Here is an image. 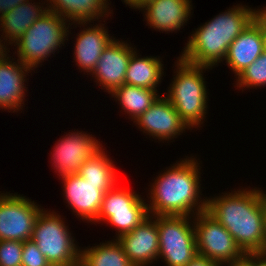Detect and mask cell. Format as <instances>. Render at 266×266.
<instances>
[{
  "instance_id": "obj_25",
  "label": "cell",
  "mask_w": 266,
  "mask_h": 266,
  "mask_svg": "<svg viewBox=\"0 0 266 266\" xmlns=\"http://www.w3.org/2000/svg\"><path fill=\"white\" fill-rule=\"evenodd\" d=\"M80 257L88 266H135L117 240L81 250Z\"/></svg>"
},
{
  "instance_id": "obj_28",
  "label": "cell",
  "mask_w": 266,
  "mask_h": 266,
  "mask_svg": "<svg viewBox=\"0 0 266 266\" xmlns=\"http://www.w3.org/2000/svg\"><path fill=\"white\" fill-rule=\"evenodd\" d=\"M23 241L0 240V266H22Z\"/></svg>"
},
{
  "instance_id": "obj_37",
  "label": "cell",
  "mask_w": 266,
  "mask_h": 266,
  "mask_svg": "<svg viewBox=\"0 0 266 266\" xmlns=\"http://www.w3.org/2000/svg\"><path fill=\"white\" fill-rule=\"evenodd\" d=\"M3 40L0 39V61L5 59L7 57V49L3 43H1ZM3 44V45H2Z\"/></svg>"
},
{
  "instance_id": "obj_36",
  "label": "cell",
  "mask_w": 266,
  "mask_h": 266,
  "mask_svg": "<svg viewBox=\"0 0 266 266\" xmlns=\"http://www.w3.org/2000/svg\"><path fill=\"white\" fill-rule=\"evenodd\" d=\"M263 256H266V194H265V214H264Z\"/></svg>"
},
{
  "instance_id": "obj_31",
  "label": "cell",
  "mask_w": 266,
  "mask_h": 266,
  "mask_svg": "<svg viewBox=\"0 0 266 266\" xmlns=\"http://www.w3.org/2000/svg\"><path fill=\"white\" fill-rule=\"evenodd\" d=\"M186 266H220L212 260H209L205 256L197 254Z\"/></svg>"
},
{
  "instance_id": "obj_26",
  "label": "cell",
  "mask_w": 266,
  "mask_h": 266,
  "mask_svg": "<svg viewBox=\"0 0 266 266\" xmlns=\"http://www.w3.org/2000/svg\"><path fill=\"white\" fill-rule=\"evenodd\" d=\"M237 87H262L266 85V53L263 52L237 77Z\"/></svg>"
},
{
  "instance_id": "obj_27",
  "label": "cell",
  "mask_w": 266,
  "mask_h": 266,
  "mask_svg": "<svg viewBox=\"0 0 266 266\" xmlns=\"http://www.w3.org/2000/svg\"><path fill=\"white\" fill-rule=\"evenodd\" d=\"M148 215V211H121L112 212V215L106 220L118 230L116 237L131 232Z\"/></svg>"
},
{
  "instance_id": "obj_15",
  "label": "cell",
  "mask_w": 266,
  "mask_h": 266,
  "mask_svg": "<svg viewBox=\"0 0 266 266\" xmlns=\"http://www.w3.org/2000/svg\"><path fill=\"white\" fill-rule=\"evenodd\" d=\"M263 54V39L261 33V10L254 20L230 44L225 57V63L238 76L260 55Z\"/></svg>"
},
{
  "instance_id": "obj_32",
  "label": "cell",
  "mask_w": 266,
  "mask_h": 266,
  "mask_svg": "<svg viewBox=\"0 0 266 266\" xmlns=\"http://www.w3.org/2000/svg\"><path fill=\"white\" fill-rule=\"evenodd\" d=\"M261 33L263 39V52L266 53V8L261 9Z\"/></svg>"
},
{
  "instance_id": "obj_17",
  "label": "cell",
  "mask_w": 266,
  "mask_h": 266,
  "mask_svg": "<svg viewBox=\"0 0 266 266\" xmlns=\"http://www.w3.org/2000/svg\"><path fill=\"white\" fill-rule=\"evenodd\" d=\"M12 63L7 57L0 61V108L16 110L22 109L24 103L25 75L33 70L24 65L19 59ZM25 71V72H24ZM23 102V103H22Z\"/></svg>"
},
{
  "instance_id": "obj_20",
  "label": "cell",
  "mask_w": 266,
  "mask_h": 266,
  "mask_svg": "<svg viewBox=\"0 0 266 266\" xmlns=\"http://www.w3.org/2000/svg\"><path fill=\"white\" fill-rule=\"evenodd\" d=\"M42 8L43 6L33 5L32 2L30 4L28 0L0 17L1 31L3 30V35L5 33L3 40L9 39V44L16 43L27 29L48 11V8Z\"/></svg>"
},
{
  "instance_id": "obj_33",
  "label": "cell",
  "mask_w": 266,
  "mask_h": 266,
  "mask_svg": "<svg viewBox=\"0 0 266 266\" xmlns=\"http://www.w3.org/2000/svg\"><path fill=\"white\" fill-rule=\"evenodd\" d=\"M226 264L228 266H251V254H245L242 258Z\"/></svg>"
},
{
  "instance_id": "obj_35",
  "label": "cell",
  "mask_w": 266,
  "mask_h": 266,
  "mask_svg": "<svg viewBox=\"0 0 266 266\" xmlns=\"http://www.w3.org/2000/svg\"><path fill=\"white\" fill-rule=\"evenodd\" d=\"M150 0H124V3L128 4L129 6L135 9H141L147 2Z\"/></svg>"
},
{
  "instance_id": "obj_30",
  "label": "cell",
  "mask_w": 266,
  "mask_h": 266,
  "mask_svg": "<svg viewBox=\"0 0 266 266\" xmlns=\"http://www.w3.org/2000/svg\"><path fill=\"white\" fill-rule=\"evenodd\" d=\"M28 0H0V17Z\"/></svg>"
},
{
  "instance_id": "obj_23",
  "label": "cell",
  "mask_w": 266,
  "mask_h": 266,
  "mask_svg": "<svg viewBox=\"0 0 266 266\" xmlns=\"http://www.w3.org/2000/svg\"><path fill=\"white\" fill-rule=\"evenodd\" d=\"M113 97L120 101V105L127 112L132 120H136L142 115L160 96L157 90L141 88L128 84H123L112 94Z\"/></svg>"
},
{
  "instance_id": "obj_10",
  "label": "cell",
  "mask_w": 266,
  "mask_h": 266,
  "mask_svg": "<svg viewBox=\"0 0 266 266\" xmlns=\"http://www.w3.org/2000/svg\"><path fill=\"white\" fill-rule=\"evenodd\" d=\"M71 134V135H70ZM58 141L52 155L54 167L63 176L78 174L80 167L102 146L86 133H70ZM96 140V141H95Z\"/></svg>"
},
{
  "instance_id": "obj_24",
  "label": "cell",
  "mask_w": 266,
  "mask_h": 266,
  "mask_svg": "<svg viewBox=\"0 0 266 266\" xmlns=\"http://www.w3.org/2000/svg\"><path fill=\"white\" fill-rule=\"evenodd\" d=\"M105 154L101 146V148L80 167L78 174L87 182L101 184L105 189L110 190L116 185L117 172L114 168V164H112V160Z\"/></svg>"
},
{
  "instance_id": "obj_8",
  "label": "cell",
  "mask_w": 266,
  "mask_h": 266,
  "mask_svg": "<svg viewBox=\"0 0 266 266\" xmlns=\"http://www.w3.org/2000/svg\"><path fill=\"white\" fill-rule=\"evenodd\" d=\"M195 213L193 225L199 255L205 256L220 266L245 255L232 235L212 215L207 211Z\"/></svg>"
},
{
  "instance_id": "obj_16",
  "label": "cell",
  "mask_w": 266,
  "mask_h": 266,
  "mask_svg": "<svg viewBox=\"0 0 266 266\" xmlns=\"http://www.w3.org/2000/svg\"><path fill=\"white\" fill-rule=\"evenodd\" d=\"M190 0H150L145 10L147 24L161 31H176L187 23L192 10Z\"/></svg>"
},
{
  "instance_id": "obj_21",
  "label": "cell",
  "mask_w": 266,
  "mask_h": 266,
  "mask_svg": "<svg viewBox=\"0 0 266 266\" xmlns=\"http://www.w3.org/2000/svg\"><path fill=\"white\" fill-rule=\"evenodd\" d=\"M163 64L156 57H137L136 51L131 55L129 60L125 84L157 90L163 74Z\"/></svg>"
},
{
  "instance_id": "obj_11",
  "label": "cell",
  "mask_w": 266,
  "mask_h": 266,
  "mask_svg": "<svg viewBox=\"0 0 266 266\" xmlns=\"http://www.w3.org/2000/svg\"><path fill=\"white\" fill-rule=\"evenodd\" d=\"M147 216L131 232L117 237L126 256L135 266H146L156 261L159 255L157 216Z\"/></svg>"
},
{
  "instance_id": "obj_7",
  "label": "cell",
  "mask_w": 266,
  "mask_h": 266,
  "mask_svg": "<svg viewBox=\"0 0 266 266\" xmlns=\"http://www.w3.org/2000/svg\"><path fill=\"white\" fill-rule=\"evenodd\" d=\"M189 216H157L159 255L168 266H186L198 254Z\"/></svg>"
},
{
  "instance_id": "obj_18",
  "label": "cell",
  "mask_w": 266,
  "mask_h": 266,
  "mask_svg": "<svg viewBox=\"0 0 266 266\" xmlns=\"http://www.w3.org/2000/svg\"><path fill=\"white\" fill-rule=\"evenodd\" d=\"M108 31L102 25L87 27L77 36L75 45V62L85 72L92 73L105 48L112 42Z\"/></svg>"
},
{
  "instance_id": "obj_9",
  "label": "cell",
  "mask_w": 266,
  "mask_h": 266,
  "mask_svg": "<svg viewBox=\"0 0 266 266\" xmlns=\"http://www.w3.org/2000/svg\"><path fill=\"white\" fill-rule=\"evenodd\" d=\"M41 210L34 201L24 196L1 193L0 240H30Z\"/></svg>"
},
{
  "instance_id": "obj_1",
  "label": "cell",
  "mask_w": 266,
  "mask_h": 266,
  "mask_svg": "<svg viewBox=\"0 0 266 266\" xmlns=\"http://www.w3.org/2000/svg\"><path fill=\"white\" fill-rule=\"evenodd\" d=\"M237 190L207 199L206 211L232 235L245 254L263 256L265 194Z\"/></svg>"
},
{
  "instance_id": "obj_14",
  "label": "cell",
  "mask_w": 266,
  "mask_h": 266,
  "mask_svg": "<svg viewBox=\"0 0 266 266\" xmlns=\"http://www.w3.org/2000/svg\"><path fill=\"white\" fill-rule=\"evenodd\" d=\"M135 122L140 129L143 128L144 133L161 140L174 139L175 136L183 133L185 129H189L165 96H159Z\"/></svg>"
},
{
  "instance_id": "obj_34",
  "label": "cell",
  "mask_w": 266,
  "mask_h": 266,
  "mask_svg": "<svg viewBox=\"0 0 266 266\" xmlns=\"http://www.w3.org/2000/svg\"><path fill=\"white\" fill-rule=\"evenodd\" d=\"M251 266H266V256L251 254Z\"/></svg>"
},
{
  "instance_id": "obj_6",
  "label": "cell",
  "mask_w": 266,
  "mask_h": 266,
  "mask_svg": "<svg viewBox=\"0 0 266 266\" xmlns=\"http://www.w3.org/2000/svg\"><path fill=\"white\" fill-rule=\"evenodd\" d=\"M56 212L40 211L31 240L51 266H67L80 258L81 250Z\"/></svg>"
},
{
  "instance_id": "obj_13",
  "label": "cell",
  "mask_w": 266,
  "mask_h": 266,
  "mask_svg": "<svg viewBox=\"0 0 266 266\" xmlns=\"http://www.w3.org/2000/svg\"><path fill=\"white\" fill-rule=\"evenodd\" d=\"M134 52L132 46L115 38L102 52L91 75L109 94L125 84L127 66Z\"/></svg>"
},
{
  "instance_id": "obj_19",
  "label": "cell",
  "mask_w": 266,
  "mask_h": 266,
  "mask_svg": "<svg viewBox=\"0 0 266 266\" xmlns=\"http://www.w3.org/2000/svg\"><path fill=\"white\" fill-rule=\"evenodd\" d=\"M51 4L49 11L60 15L70 22H76L79 25L88 23L94 19H101L107 14V0H48ZM107 4V5H106ZM66 17V18H65ZM70 19V20H69Z\"/></svg>"
},
{
  "instance_id": "obj_3",
  "label": "cell",
  "mask_w": 266,
  "mask_h": 266,
  "mask_svg": "<svg viewBox=\"0 0 266 266\" xmlns=\"http://www.w3.org/2000/svg\"><path fill=\"white\" fill-rule=\"evenodd\" d=\"M259 12L244 6H234L197 28L189 38L180 57L201 66L217 65L225 60L230 44L242 33ZM218 62V63H217Z\"/></svg>"
},
{
  "instance_id": "obj_5",
  "label": "cell",
  "mask_w": 266,
  "mask_h": 266,
  "mask_svg": "<svg viewBox=\"0 0 266 266\" xmlns=\"http://www.w3.org/2000/svg\"><path fill=\"white\" fill-rule=\"evenodd\" d=\"M66 22V19L52 11L44 13L15 43L19 60L33 69L51 53L54 54L68 35L69 25L67 27Z\"/></svg>"
},
{
  "instance_id": "obj_29",
  "label": "cell",
  "mask_w": 266,
  "mask_h": 266,
  "mask_svg": "<svg viewBox=\"0 0 266 266\" xmlns=\"http://www.w3.org/2000/svg\"><path fill=\"white\" fill-rule=\"evenodd\" d=\"M22 266H51L40 252L37 244L30 240L24 241L22 250Z\"/></svg>"
},
{
  "instance_id": "obj_22",
  "label": "cell",
  "mask_w": 266,
  "mask_h": 266,
  "mask_svg": "<svg viewBox=\"0 0 266 266\" xmlns=\"http://www.w3.org/2000/svg\"><path fill=\"white\" fill-rule=\"evenodd\" d=\"M121 211H148L147 204L141 196L127 190V188H117L115 185L104 193L100 212L95 221H106L112 212Z\"/></svg>"
},
{
  "instance_id": "obj_12",
  "label": "cell",
  "mask_w": 266,
  "mask_h": 266,
  "mask_svg": "<svg viewBox=\"0 0 266 266\" xmlns=\"http://www.w3.org/2000/svg\"><path fill=\"white\" fill-rule=\"evenodd\" d=\"M65 200L84 220L95 222L102 205L104 193L108 191L101 184H92L79 174L63 176Z\"/></svg>"
},
{
  "instance_id": "obj_4",
  "label": "cell",
  "mask_w": 266,
  "mask_h": 266,
  "mask_svg": "<svg viewBox=\"0 0 266 266\" xmlns=\"http://www.w3.org/2000/svg\"><path fill=\"white\" fill-rule=\"evenodd\" d=\"M177 74L170 84L166 98L178 112L181 120L190 129L199 126L205 119L207 109V91L203 70L208 66L194 65L178 58Z\"/></svg>"
},
{
  "instance_id": "obj_2",
  "label": "cell",
  "mask_w": 266,
  "mask_h": 266,
  "mask_svg": "<svg viewBox=\"0 0 266 266\" xmlns=\"http://www.w3.org/2000/svg\"><path fill=\"white\" fill-rule=\"evenodd\" d=\"M195 160L186 158L156 178L149 193L152 200L147 204L149 216H190L197 205L198 213L206 211L207 198L198 199L200 168Z\"/></svg>"
},
{
  "instance_id": "obj_38",
  "label": "cell",
  "mask_w": 266,
  "mask_h": 266,
  "mask_svg": "<svg viewBox=\"0 0 266 266\" xmlns=\"http://www.w3.org/2000/svg\"><path fill=\"white\" fill-rule=\"evenodd\" d=\"M67 266H88V265L80 257L77 261H75V262H73Z\"/></svg>"
}]
</instances>
